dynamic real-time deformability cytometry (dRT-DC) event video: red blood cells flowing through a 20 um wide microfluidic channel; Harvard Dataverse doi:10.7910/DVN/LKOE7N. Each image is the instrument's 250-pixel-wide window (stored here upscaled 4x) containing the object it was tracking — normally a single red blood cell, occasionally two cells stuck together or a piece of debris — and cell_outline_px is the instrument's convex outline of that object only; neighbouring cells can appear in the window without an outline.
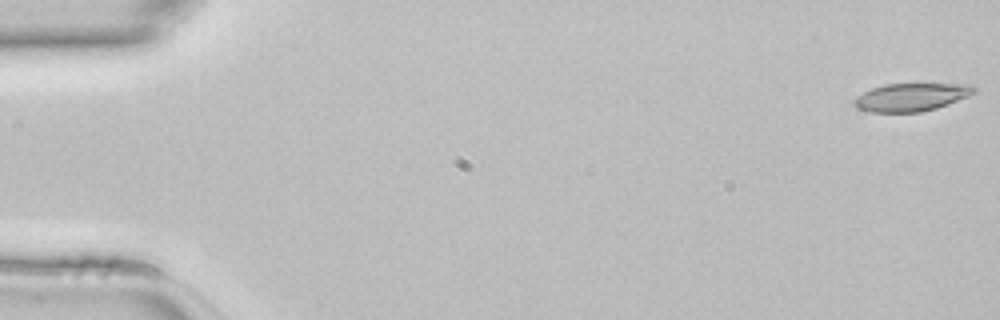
{"species": "common noctule bat (a hibernating species)", "species_latin": "Nyctalus noctula", "temperature_condition": "room temperature", "stored_images_in_passage": 46, "camera_frame_rate_fps": 3000, "um_per_image_px": 0.085, "animal": {"sex": "female", "body_mass_g": 22.7, "forearm_length_mm": 54.2}, "frame": {"image": 1, "passage_image": 1, "time_ms": 0.0, "image_size_px": [1000, 320], "cell_outline_px": [[976, 92], [968, 96], [936, 108], [920, 112], [868, 112], [856, 108], [852, 104], [852, 100], [856, 96], [872, 88], [884, 84], [972, 84], [976, 88]], "centroid_in_image_um": [77.41, 8.26], "position_along_channel_um": 7.6, "area_um2": 19.59}}
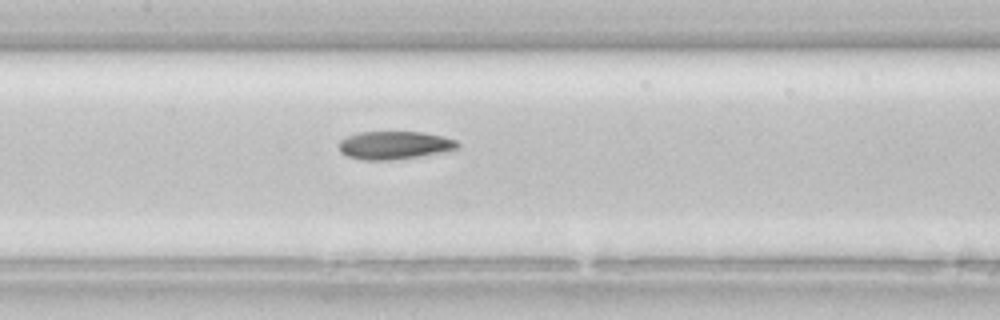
{"frame": {"image": 2, "passage_image": 22, "time_ms": 7.0, "image_size_px": [1000, 320], "cell_outline_px": [[460, 148], [444, 152], [396, 160], [360, 160], [348, 156], [340, 152], [340, 140], [348, 136], [360, 132], [420, 132], [444, 136], [456, 140], [460, 144]], "centroid_in_image_um": [33.57, 12.35], "position_along_channel_um": 173.8, "area_um2": 19.54}}
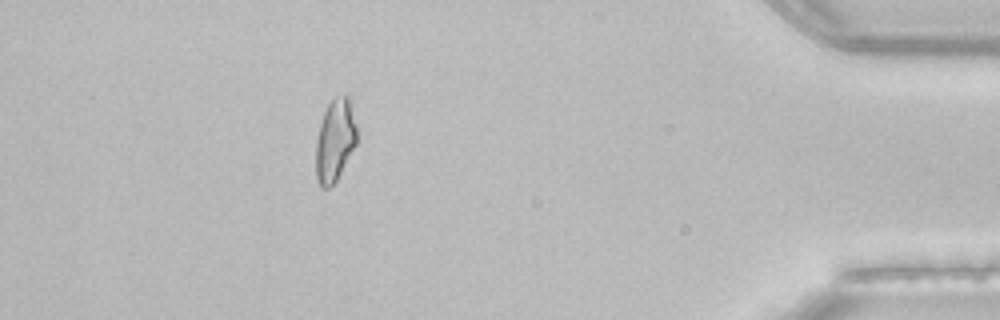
{"frame": {"image": 3, "passage_image": 41, "time_ms": 13.333, "image_size_px": [1000, 320], "cell_outline_px": [[356, 144], [336, 180], [328, 188], [320, 188], [316, 176], [316, 140], [320, 124], [324, 112], [328, 104], [336, 96], [348, 96], [356, 124]], "centroid_in_image_um": [28.46, 11.94], "position_along_channel_um": 406.7, "area_um2": 19.36}}